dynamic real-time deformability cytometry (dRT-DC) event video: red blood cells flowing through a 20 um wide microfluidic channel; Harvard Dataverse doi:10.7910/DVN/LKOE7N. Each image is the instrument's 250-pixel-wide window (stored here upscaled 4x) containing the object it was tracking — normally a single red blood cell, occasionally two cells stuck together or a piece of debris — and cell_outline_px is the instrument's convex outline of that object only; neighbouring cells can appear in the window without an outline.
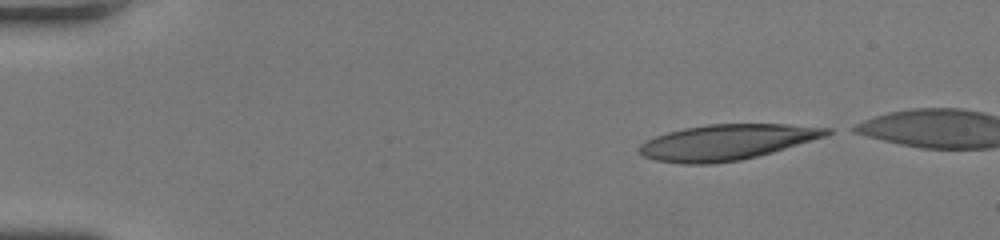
{"species": "human", "species_latin": "Homo sapiens", "temperature_condition": "room temperature", "stored_images_in_passage": 42, "camera_frame_rate_fps": 3000, "um_per_image_px": 0.085, "donor": {"sex": "female"}, "frame": {"image": 1, "passage_image": 1, "time_ms": 0.0, "image_size_px": [1000, 240], "cell_outline_px": [[836, 132], [828, 136], [772, 152], [740, 160], [708, 164], [680, 164], [656, 160], [644, 156], [640, 152], [640, 144], [656, 136], [668, 132], [684, 128], [708, 124], [784, 124], [832, 128]], "centroid_in_image_um": [61.84, 12.08], "position_along_channel_um": 23.2, "area_um2": 38.73}}
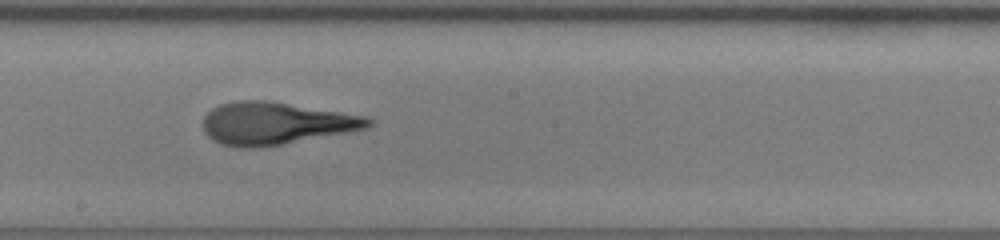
{"frame": {"image": 2, "passage_image": 22, "time_ms": 7.0, "image_size_px": [1000, 240], "cell_outline_px": [[372, 124], [368, 128], [260, 148], [240, 148], [220, 144], [212, 140], [204, 132], [204, 116], [212, 108], [220, 104], [240, 100], [264, 100], [368, 116], [372, 120]], "centroid_in_image_um": [23.41, 10.49], "position_along_channel_um": 224.8, "area_um2": 40.63}}
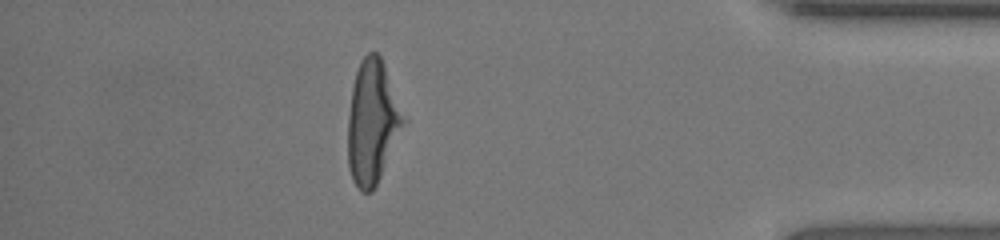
{"frame": {"image": 3, "passage_image": 37, "time_ms": 12.0, "image_size_px": [1000, 240], "cell_outline_px": [[408, 120], [372, 192], [360, 192], [352, 180], [348, 168], [348, 116], [352, 88], [356, 72], [360, 60], [368, 52], [376, 52], [380, 56], [384, 64]], "centroid_in_image_um": [31.67, 10.39], "position_along_channel_um": 403.5, "area_um2": 40.34}, "authors_computed_cell_mechanics": {"area_um2": 40.3444, "velocity_mm_per_s": 4.3337, "shape_relaxation_time_tau1_ms": 5.7048, "shape_relaxation_time_tau2_ms": 1.5239, "deformation_change_tau1": 0.2616, "deformation_change_tau2": 0.1276}}